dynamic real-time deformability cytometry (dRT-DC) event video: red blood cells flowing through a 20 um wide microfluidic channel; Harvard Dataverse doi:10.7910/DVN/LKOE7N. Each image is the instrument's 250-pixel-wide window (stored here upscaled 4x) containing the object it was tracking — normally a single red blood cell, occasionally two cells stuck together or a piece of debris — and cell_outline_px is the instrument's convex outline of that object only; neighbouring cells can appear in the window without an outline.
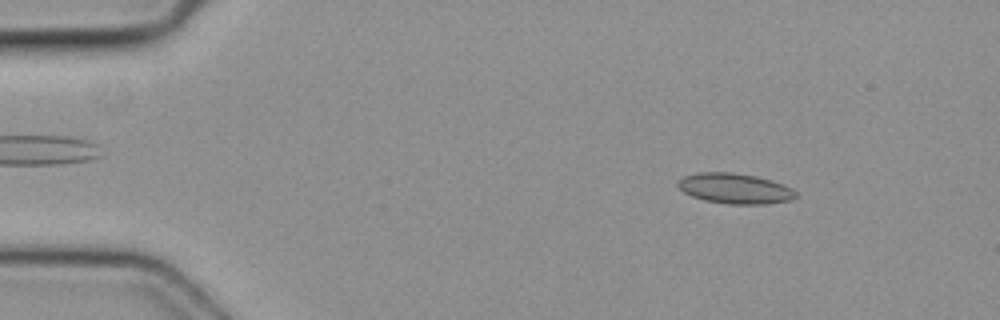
{"species": "common noctule bat (a hibernating species)", "species_latin": "Nyctalus noctula", "temperature_condition": "cold", "stored_images_in_passage": 52, "camera_frame_rate_fps": 3000, "um_per_image_px": 0.085, "animal": {"sex": "female", "body_mass_g": 19.3, "forearm_length_mm": 54.1}, "frame": {"image": 1, "passage_image": 7, "time_ms": 2.0, "image_size_px": [1000, 320], "cell_outline_px": [[800, 196], [792, 200], [764, 204], [728, 204], [704, 200], [692, 196], [684, 192], [676, 184], [676, 180], [684, 176], [696, 172], [732, 172], [756, 176], [772, 180], [784, 184], [792, 188]], "centroid_in_image_um": [62.48, 16.02], "position_along_channel_um": 22.5, "area_um2": 21.15}}
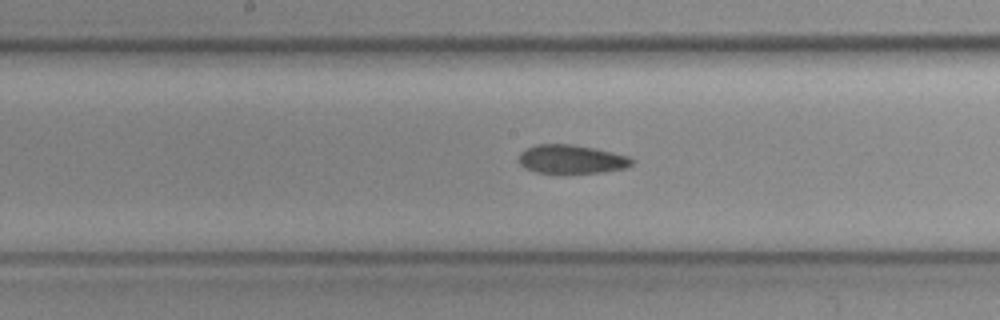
{"frame": {"image": 2, "passage_image": 27, "time_ms": 8.667, "image_size_px": [1000, 320], "cell_outline_px": [[632, 164], [624, 168], [600, 172], [536, 172], [520, 164], [520, 152], [524, 148], [536, 144], [572, 144], [612, 152], [628, 156], [632, 160]], "centroid_in_image_um": [48.54, 13.51], "position_along_channel_um": 199.7, "area_um2": 18.44}}
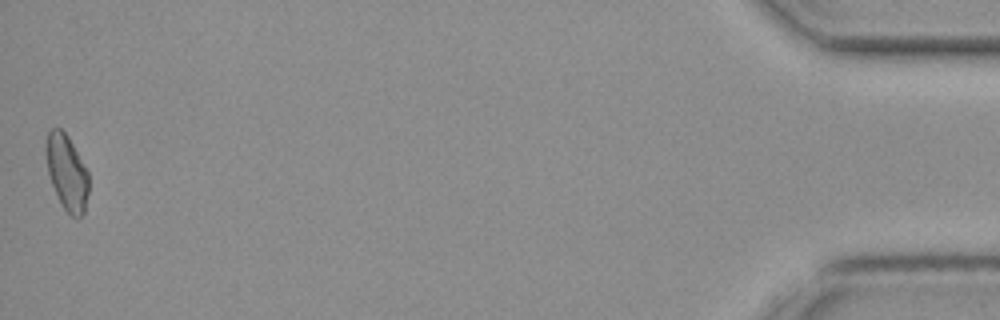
{"frame": {"image": 3, "passage_image": 52, "time_ms": 17.0, "image_size_px": [1000, 320], "cell_outline_px": [[88, 192], [84, 212], [76, 220], [60, 204], [52, 184], [48, 172], [44, 148], [48, 132], [52, 128], [60, 128], [68, 136], [88, 172]], "centroid_in_image_um": [5.66, 14.65], "position_along_channel_um": 429.5, "area_um2": 18.73}}